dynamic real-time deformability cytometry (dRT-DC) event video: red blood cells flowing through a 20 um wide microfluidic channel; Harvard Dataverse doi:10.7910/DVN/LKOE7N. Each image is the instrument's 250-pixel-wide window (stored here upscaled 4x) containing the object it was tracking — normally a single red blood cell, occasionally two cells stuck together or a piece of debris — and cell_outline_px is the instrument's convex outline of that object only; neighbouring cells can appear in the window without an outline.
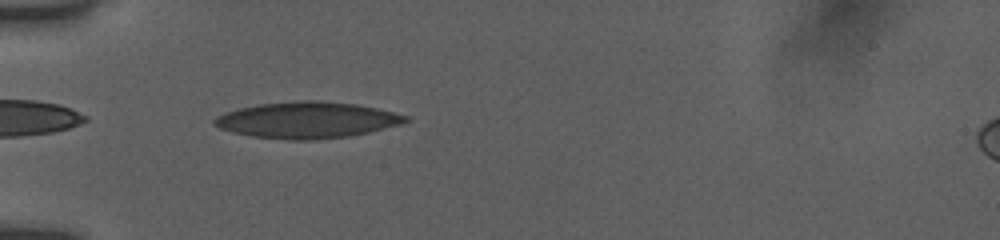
{"species": "human", "species_latin": "Homo sapiens", "temperature_condition": "room temperature", "stored_images_in_passage": 22, "camera_frame_rate_fps": 3000, "um_per_image_px": 0.085, "donor": {"sex": "female"}, "frame": {"image": 1, "passage_image": 1, "time_ms": 0.0, "image_size_px": [1000, 240], "cell_outline_px": [[412, 120], [400, 124], [368, 132], [348, 136], [312, 140], [288, 140], [252, 136], [232, 132], [220, 128], [212, 124], [212, 120], [216, 116], [224, 112], [240, 108], [260, 104], [296, 100], [320, 100], [356, 104], [376, 108], [408, 116]], "centroid_in_image_um": [26.07, 10.2], "position_along_channel_um": 58.9, "area_um2": 40.46}}
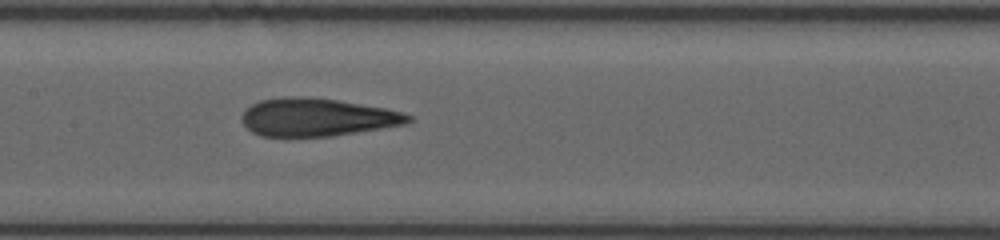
{"frame": {"image": 2, "passage_image": 11, "time_ms": 3.333, "image_size_px": [1000, 240], "cell_outline_px": [[412, 120], [408, 124], [332, 136], [260, 136], [252, 132], [240, 120], [240, 116], [244, 108], [260, 100], [284, 96], [300, 96], [336, 100], [384, 108], [404, 112], [412, 116]], "centroid_in_image_um": [26.92, 9.96], "position_along_channel_um": 180.5, "area_um2": 36.93}}
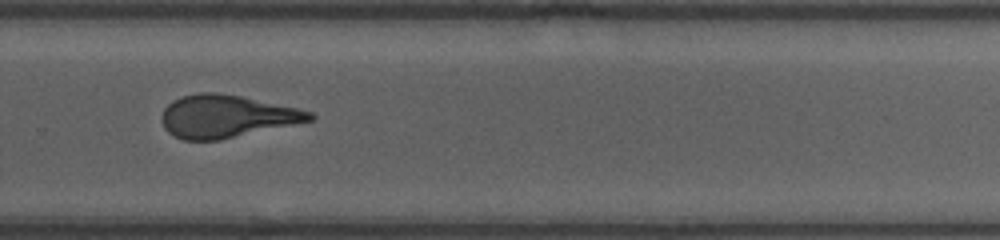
{"frame": {"image": 3, "passage_image": 21, "time_ms": 6.667, "image_size_px": [1000, 240], "cell_outline_px": [[316, 116], [312, 120], [220, 140], [184, 140], [168, 132], [164, 128], [160, 120], [160, 116], [164, 108], [172, 100], [184, 96], [200, 92], [216, 92], [240, 96], [296, 108], [312, 112]], "centroid_in_image_um": [19.2, 9.89], "position_along_channel_um": 310.6, "area_um2": 36.47}}